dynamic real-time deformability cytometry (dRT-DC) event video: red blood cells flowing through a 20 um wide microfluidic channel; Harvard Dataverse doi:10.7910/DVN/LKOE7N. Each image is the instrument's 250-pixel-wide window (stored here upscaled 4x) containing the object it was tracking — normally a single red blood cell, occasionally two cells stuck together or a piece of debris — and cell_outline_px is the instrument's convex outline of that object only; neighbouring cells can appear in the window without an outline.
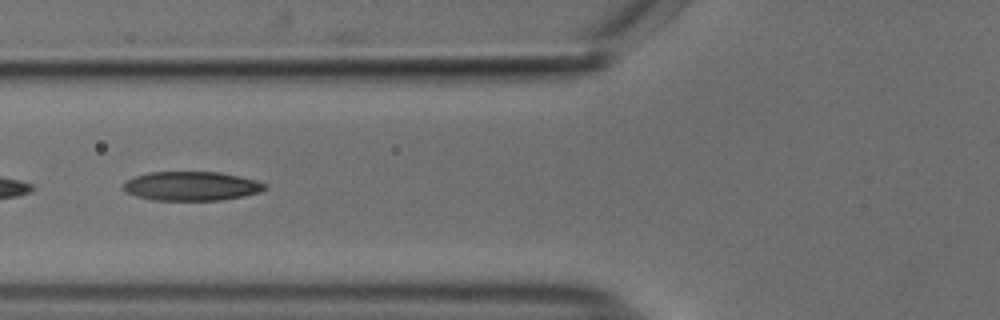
{"species": "common noctule bat (a hibernating species)", "species_latin": "Nyctalus noctula", "temperature_condition": "cold", "stored_images_in_passage": 31, "camera_frame_rate_fps": 3000, "um_per_image_px": 0.085, "animal": {"sex": "male", "body_mass_g": 18.8}, "frame": {"image": 1, "passage_image": 21, "time_ms": 6.667, "image_size_px": [1000, 320], "cell_outline_px": [[268, 188], [260, 192], [244, 196], [220, 200], [152, 200], [136, 196], [124, 192], [124, 184], [128, 180], [136, 176], [148, 172], [220, 172], [256, 180], [264, 184]], "centroid_in_image_um": [16.27, 15.82], "position_along_channel_um": 109.5, "area_um2": 23.93}}
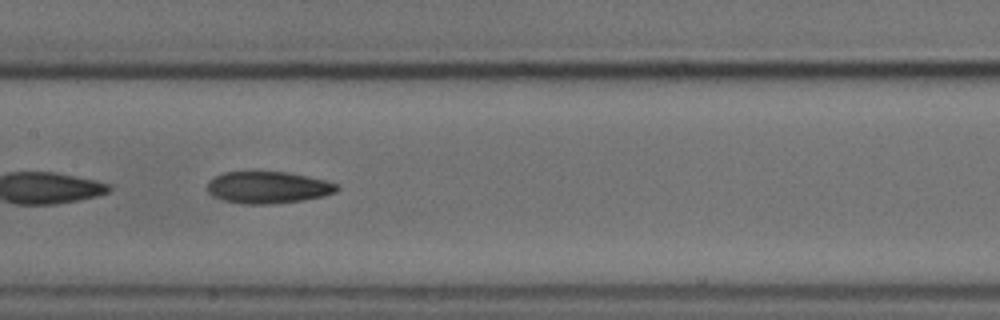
{"frame": {"image": 2, "passage_image": 27, "time_ms": 8.667, "image_size_px": [1000, 320], "cell_outline_px": [[340, 188], [336, 192], [324, 196], [304, 200], [268, 204], [244, 204], [224, 200], [212, 196], [208, 192], [208, 180], [224, 172], [288, 172], [308, 176], [324, 180], [336, 184]], "centroid_in_image_um": [22.78, 15.93], "position_along_channel_um": 184.6, "area_um2": 24.04}}